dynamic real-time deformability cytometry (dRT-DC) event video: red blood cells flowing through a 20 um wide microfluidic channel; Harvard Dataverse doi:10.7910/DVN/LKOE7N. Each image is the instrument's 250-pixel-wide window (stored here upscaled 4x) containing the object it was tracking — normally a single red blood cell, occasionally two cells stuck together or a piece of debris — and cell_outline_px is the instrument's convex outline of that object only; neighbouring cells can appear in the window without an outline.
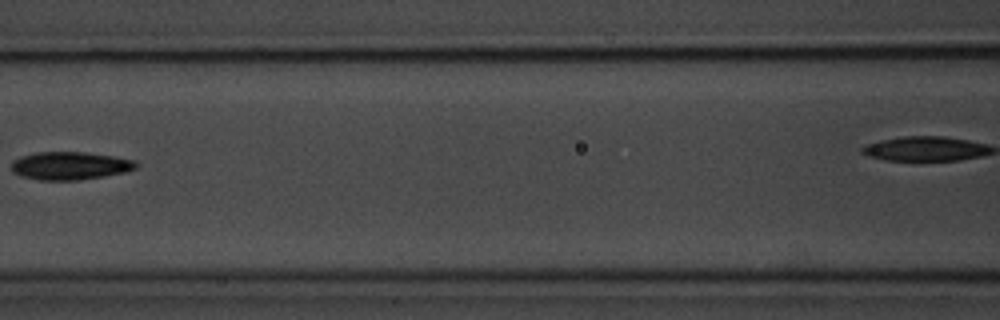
{"species": "common noctule bat (a hibernating species)", "species_latin": "Nyctalus noctula", "temperature_condition": "room temperature", "stored_images_in_passage": 5, "camera_frame_rate_fps": 3000, "um_per_image_px": 0.085, "animal": {"sex": "male", "body_mass_g": 20.1, "forearm_length_mm": 53.5}, "frame": {"image": 1, "passage_image": 3, "time_ms": 2.333, "image_size_px": [1000, 320], "cell_outline_px": [[140, 164], [136, 168], [124, 172], [104, 176], [76, 180], [40, 180], [20, 176], [12, 172], [12, 160], [20, 156], [36, 152], [84, 152], [112, 156], [136, 160]], "centroid_in_image_um": [5.94, 14.08], "position_along_channel_um": 160.7, "area_um2": 20.4}}
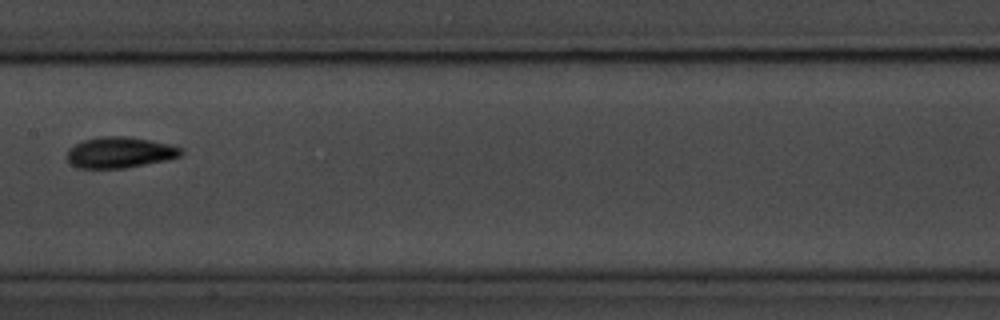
{"frame": {"image": 2, "passage_image": 5, "time_ms": 5.333, "image_size_px": [1000, 320], "cell_outline_px": [[184, 152], [180, 156], [168, 160], [124, 168], [76, 168], [68, 160], [68, 148], [84, 140], [100, 136], [128, 136], [168, 144], [184, 148]], "centroid_in_image_um": [10.21, 12.96], "position_along_channel_um": 197.2, "area_um2": 20.58}}